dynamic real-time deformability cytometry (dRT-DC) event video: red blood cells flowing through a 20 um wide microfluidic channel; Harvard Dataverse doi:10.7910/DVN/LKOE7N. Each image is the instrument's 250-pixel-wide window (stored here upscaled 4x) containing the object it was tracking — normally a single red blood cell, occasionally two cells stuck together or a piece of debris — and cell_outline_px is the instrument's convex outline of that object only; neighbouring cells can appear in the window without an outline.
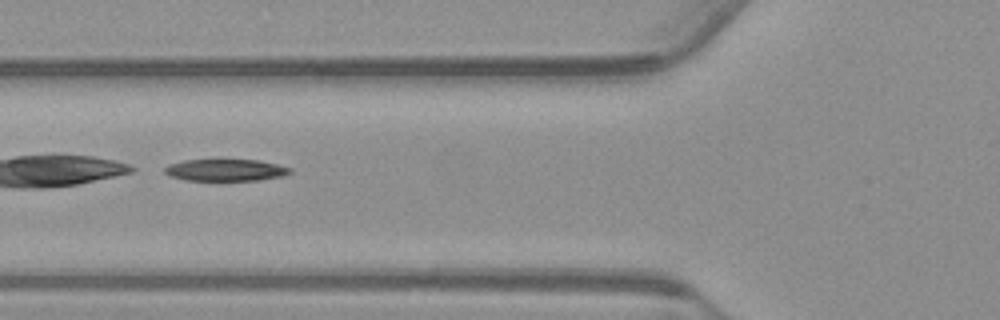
{"species": "common noctule bat (a hibernating species)", "species_latin": "Nyctalus noctula", "temperature_condition": "warm", "stored_images_in_passage": 53, "camera_frame_rate_fps": 3000, "um_per_image_px": 0.085, "animal": {"sex": "male", "body_mass_g": 23.1, "forearm_length_mm": 52.7}, "frame": {"image": 1, "passage_image": 20, "time_ms": 6.333, "image_size_px": [1000, 320], "cell_outline_px": [[292, 172], [284, 176], [260, 180], [184, 180], [168, 176], [164, 172], [164, 168], [168, 164], [184, 160], [260, 160], [292, 168]], "centroid_in_image_um": [19.17, 14.46], "position_along_channel_um": 106.6, "area_um2": 16.07}}
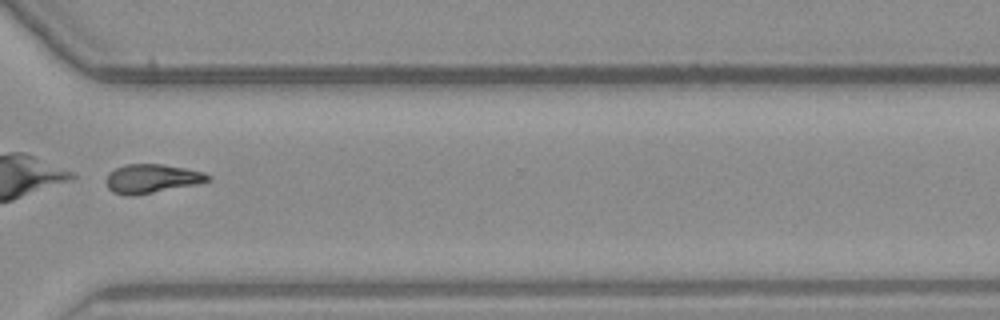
{"frame": {"image": 2, "passage_image": 40, "time_ms": 13.0, "image_size_px": [1000, 320], "cell_outline_px": [[212, 180], [196, 184], [136, 196], [124, 196], [112, 192], [108, 188], [108, 172], [124, 164], [160, 164], [184, 168], [204, 172], [212, 176]], "centroid_in_image_um": [12.91, 15.19], "position_along_channel_um": 357.7, "area_um2": 17.22}}